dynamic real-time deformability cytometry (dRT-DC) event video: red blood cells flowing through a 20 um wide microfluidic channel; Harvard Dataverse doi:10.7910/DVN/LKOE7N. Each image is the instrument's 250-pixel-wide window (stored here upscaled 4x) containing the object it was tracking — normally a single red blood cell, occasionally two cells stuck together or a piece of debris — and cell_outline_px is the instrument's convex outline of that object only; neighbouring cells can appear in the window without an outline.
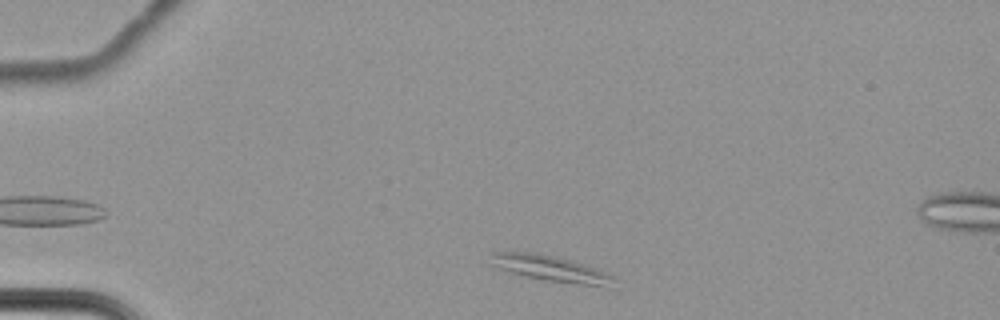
{"species": "common noctule bat (a hibernating species)", "species_latin": "Nyctalus noctula", "temperature_condition": "cold", "stored_images_in_passage": 52, "camera_frame_rate_fps": 3000, "um_per_image_px": 0.085, "animal": {"sex": "female", "body_mass_g": 22.7, "forearm_length_mm": 54.2}, "frame": {"image": 1, "passage_image": 3, "time_ms": 0.667, "image_size_px": [1000, 320], "cell_outline_px": [[612, 288], [608, 288], [576, 284], [548, 280], [524, 276], [488, 264], [492, 252], [532, 252], [556, 256], [584, 264], [596, 268], [612, 276]], "centroid_in_image_um": [46.8, 22.83], "position_along_channel_um": 38.2, "area_um2": 18.5}}
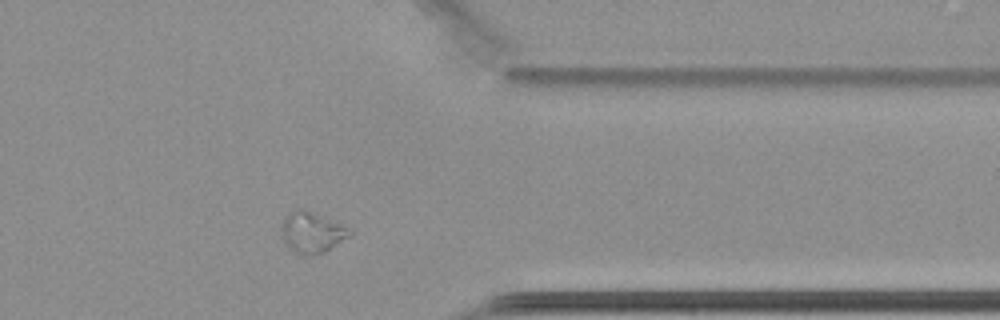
{"frame": {"image": 2, "passage_image": 40, "time_ms": 13.0, "image_size_px": [1000, 320], "cell_outline_px": [[352, 236], [324, 252], [292, 252], [284, 240], [280, 232], [280, 228], [284, 216], [288, 212], [296, 208], [304, 208], [336, 220], [352, 232]], "centroid_in_image_um": [26.5, 19.67], "position_along_channel_um": 384.9, "area_um2": 16.3}}
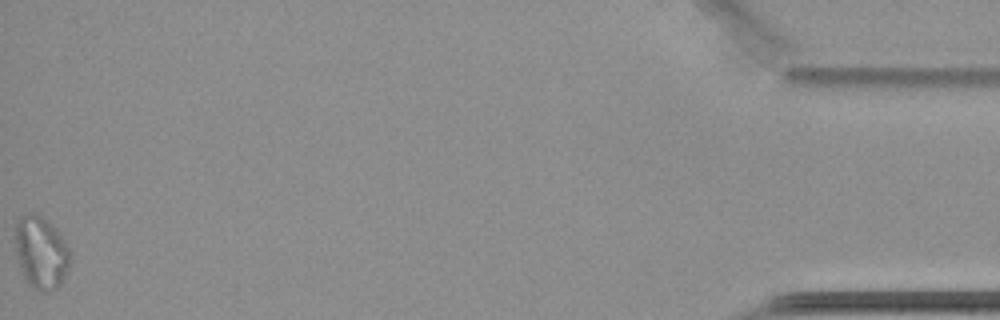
{"frame": {"image": 3, "passage_image": 52, "time_ms": 17.0, "image_size_px": [1000, 320], "cell_outline_px": [[68, 268], [60, 284], [56, 288], [44, 292], [36, 288], [24, 276], [16, 252], [16, 224], [20, 216], [28, 212], [32, 212], [40, 216], [52, 224], [56, 228], [68, 248]], "centroid_in_image_um": [3.48, 21.41], "position_along_channel_um": 431.7, "area_um2": 22.37}}